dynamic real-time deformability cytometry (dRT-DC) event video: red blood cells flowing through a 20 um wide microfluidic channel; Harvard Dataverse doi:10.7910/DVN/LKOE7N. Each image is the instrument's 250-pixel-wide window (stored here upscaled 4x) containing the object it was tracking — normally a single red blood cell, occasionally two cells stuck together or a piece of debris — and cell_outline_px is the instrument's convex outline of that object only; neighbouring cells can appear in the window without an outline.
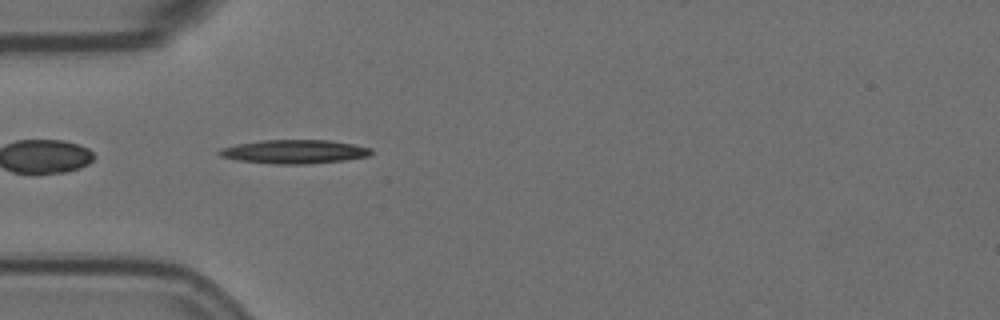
{"species": "Egyptian fruit bat (a non-hibernating species)", "species_latin": "Rousettus aegyptiacus", "temperature_condition": "room temperature", "stored_images_in_passage": 36, "camera_frame_rate_fps": 3000, "um_per_image_px": 0.085, "animal": {"sex": "female"}, "frame": {"image": 1, "passage_image": 1, "time_ms": 0.0, "image_size_px": [1000, 320], "cell_outline_px": [[372, 152], [368, 156], [344, 160], [308, 164], [276, 164], [236, 160], [220, 156], [216, 152], [220, 148], [236, 144], [260, 140], [328, 140], [352, 144], [372, 148]], "centroid_in_image_um": [24.97, 12.89], "position_along_channel_um": 60.0, "area_um2": 21.1}}
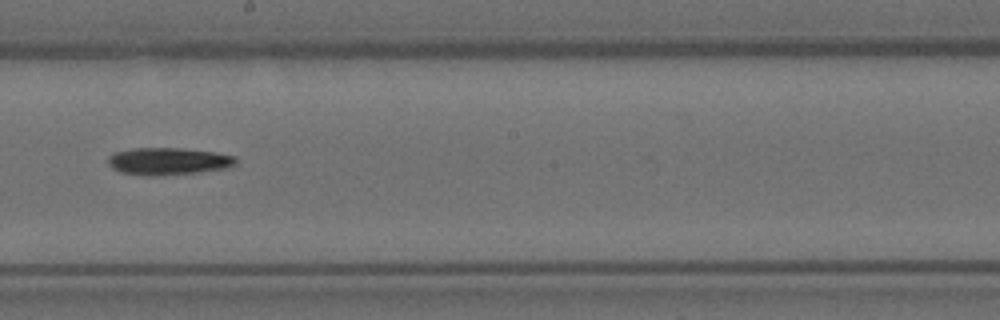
{"frame": {"image": 2, "passage_image": 16, "time_ms": 5.0, "image_size_px": [1000, 320], "cell_outline_px": [[236, 164], [228, 168], [196, 172], [156, 176], [148, 176], [120, 172], [112, 168], [108, 164], [108, 156], [112, 152], [132, 148], [184, 148], [216, 152], [236, 156]], "centroid_in_image_um": [14.28, 13.69], "position_along_channel_um": 233.9, "area_um2": 20.52}}
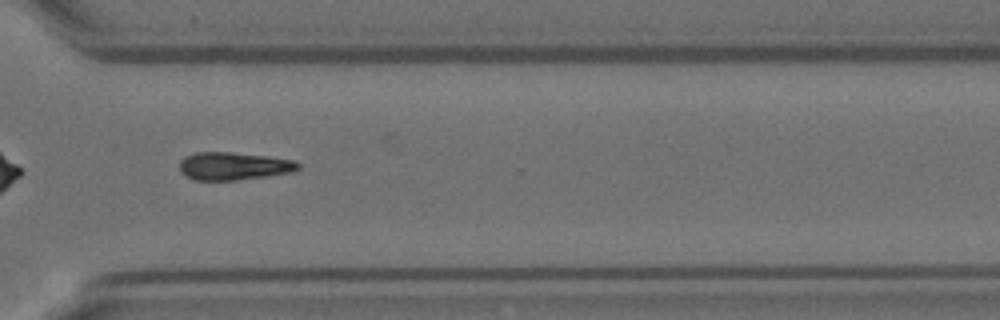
{"frame": {"image": 3, "passage_image": 26, "time_ms": 8.333, "image_size_px": [1000, 320], "cell_outline_px": [[300, 168], [292, 172], [268, 176], [236, 180], [196, 180], [184, 176], [180, 172], [180, 160], [184, 156], [196, 152], [228, 152], [268, 156], [296, 160], [300, 164]], "centroid_in_image_um": [19.86, 14.11], "position_along_channel_um": 350.7, "area_um2": 19.42}}